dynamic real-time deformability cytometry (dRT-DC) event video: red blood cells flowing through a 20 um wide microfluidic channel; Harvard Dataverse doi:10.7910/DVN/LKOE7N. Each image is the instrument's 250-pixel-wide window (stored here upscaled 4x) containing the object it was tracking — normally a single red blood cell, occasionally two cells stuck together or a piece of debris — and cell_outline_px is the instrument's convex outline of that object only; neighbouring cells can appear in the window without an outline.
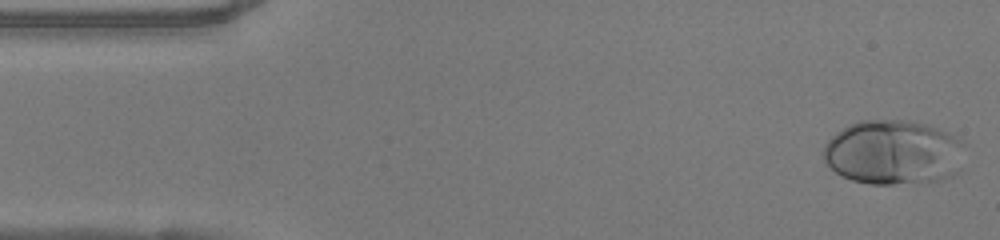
{"species": "human", "species_latin": "Homo sapiens", "temperature_condition": "warm", "stored_images_in_passage": 48, "camera_frame_rate_fps": 3000, "um_per_image_px": 0.085, "donor": {"sex": "female"}, "frame": {"image": 1, "passage_image": 1, "time_ms": 0.0, "image_size_px": [1000, 240], "cell_outline_px": [[964, 144], [956, 172], [952, 176], [940, 180], [892, 184], [872, 184], [852, 180], [836, 172], [824, 160], [824, 144], [836, 132], [860, 120], [908, 120], [928, 124], [964, 140]], "centroid_in_image_um": [75.93, 12.94], "position_along_channel_um": 9.1, "area_um2": 52.94}}
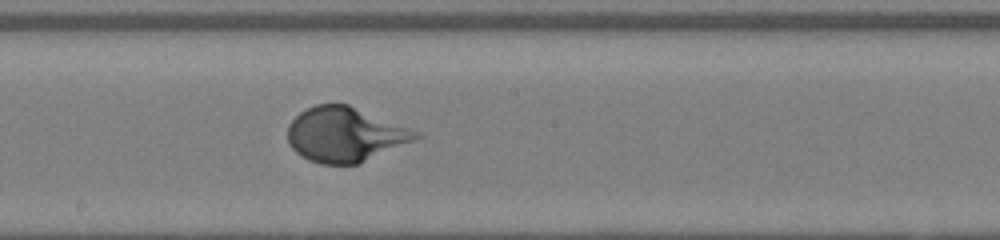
{"frame": {"image": 2, "passage_image": 25, "time_ms": 8.0, "image_size_px": [1000, 240], "cell_outline_px": [[424, 136], [416, 140], [360, 164], [320, 164], [308, 160], [300, 156], [288, 144], [288, 124], [300, 112], [316, 104], [348, 104], [420, 132]], "centroid_in_image_um": [29.34, 11.45], "position_along_channel_um": 218.9, "area_um2": 41.04}}
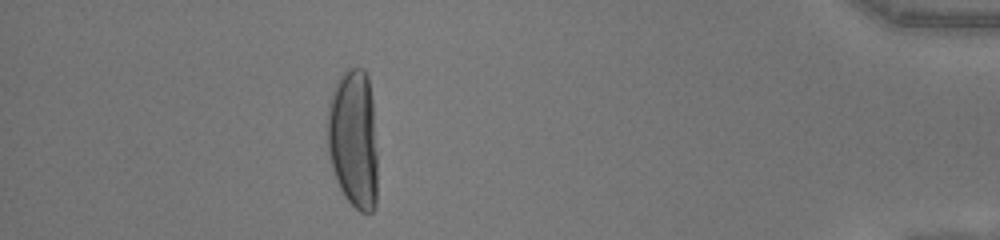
{"frame": {"image": 3, "passage_image": 43, "time_ms": 14.0, "image_size_px": [1000, 240], "cell_outline_px": [[376, 204], [372, 212], [360, 212], [344, 196], [336, 180], [328, 156], [328, 100], [340, 76], [348, 68], [364, 68], [368, 76], [372, 100], [376, 152]], "centroid_in_image_um": [30.03, 11.81], "position_along_channel_um": 405.2, "area_um2": 40.63}, "authors_computed_cell_mechanics": {"area_um2": 41.038, "velocity_mm_per_s": 4.0577, "shape_relaxation_time_tau1_ms": 3.8419, "shape_relaxation_time_tau2_ms": null, "deformation_change_tau1": 0.2779, "deformation_change_tau2": null}}